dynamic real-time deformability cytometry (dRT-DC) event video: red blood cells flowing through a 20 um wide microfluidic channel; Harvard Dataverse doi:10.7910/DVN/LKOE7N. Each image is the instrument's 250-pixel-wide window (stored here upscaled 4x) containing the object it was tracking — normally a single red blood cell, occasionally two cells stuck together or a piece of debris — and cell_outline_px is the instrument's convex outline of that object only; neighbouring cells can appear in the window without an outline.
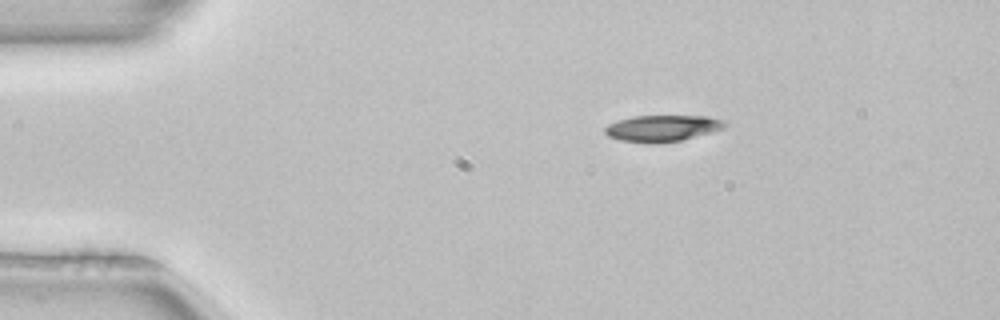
{"species": "common noctule bat (a hibernating species)", "species_latin": "Nyctalus noctula", "temperature_condition": "room temperature", "stored_images_in_passage": 2, "camera_frame_rate_fps": 3000, "um_per_image_px": 0.085, "animal": {"sex": "female", "body_mass_g": 22.7, "forearm_length_mm": 54.2}, "frame": {"image": 1, "passage_image": 1, "time_ms": 0.0, "image_size_px": [1000, 320], "cell_outline_px": [[728, 124], [724, 128], [712, 132], [680, 140], [656, 144], [620, 140], [608, 136], [604, 132], [604, 128], [608, 124], [616, 120], [632, 116], [708, 116], [724, 120]], "centroid_in_image_um": [56.29, 10.89], "position_along_channel_um": 28.7, "area_um2": 18.55}}